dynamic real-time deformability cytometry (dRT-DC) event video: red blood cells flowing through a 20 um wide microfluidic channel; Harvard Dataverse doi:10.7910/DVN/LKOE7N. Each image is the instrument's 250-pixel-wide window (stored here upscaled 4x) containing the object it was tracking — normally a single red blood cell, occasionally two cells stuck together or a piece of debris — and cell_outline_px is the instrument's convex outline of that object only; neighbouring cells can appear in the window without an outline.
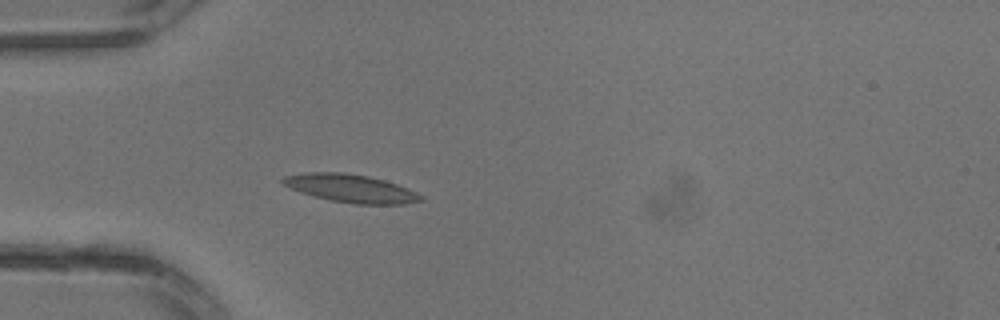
{"species": "common noctule bat (a hibernating species)", "species_latin": "Nyctalus noctula", "temperature_condition": "warm", "stored_images_in_passage": 2, "camera_frame_rate_fps": 3000, "um_per_image_px": 0.085, "animal": {"sex": "male", "body_mass_g": 13.3}, "frame": {"image": 1, "passage_image": 2, "time_ms": 0.333, "image_size_px": [1000, 320], "cell_outline_px": [[424, 200], [404, 204], [356, 204], [328, 200], [300, 192], [284, 184], [280, 180], [284, 176], [304, 172], [344, 172], [368, 176], [384, 180], [408, 188], [424, 196]], "centroid_in_image_um": [29.83, 16.01], "position_along_channel_um": 55.2, "area_um2": 22.6}}